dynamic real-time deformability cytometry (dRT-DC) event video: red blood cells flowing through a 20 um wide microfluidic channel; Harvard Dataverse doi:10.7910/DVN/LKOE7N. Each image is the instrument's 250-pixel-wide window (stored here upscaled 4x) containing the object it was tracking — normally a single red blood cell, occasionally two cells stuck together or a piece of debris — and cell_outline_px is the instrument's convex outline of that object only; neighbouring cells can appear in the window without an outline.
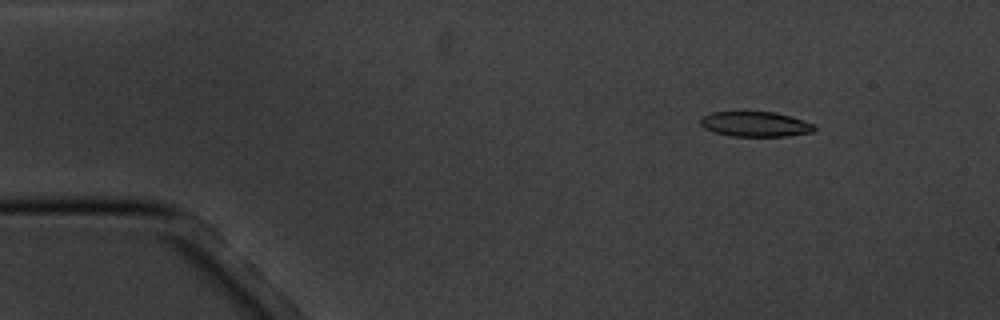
{"species": "common noctule bat (a hibernating species)", "species_latin": "Nyctalus noctula", "temperature_condition": "cold", "stored_images_in_passage": 12, "camera_frame_rate_fps": 3000, "um_per_image_px": 0.085, "animal": {"sex": "male", "body_mass_g": 20.1, "forearm_length_mm": 53.5}, "frame": {"image": 1, "passage_image": 3, "time_ms": 2.0, "image_size_px": [1000, 320], "cell_outline_px": [[816, 128], [812, 132], [788, 136], [732, 136], [716, 132], [704, 128], [700, 124], [700, 116], [712, 112], [776, 112], [804, 120], [816, 124]], "centroid_in_image_um": [64.22, 10.55], "position_along_channel_um": 20.8, "area_um2": 16.7}}
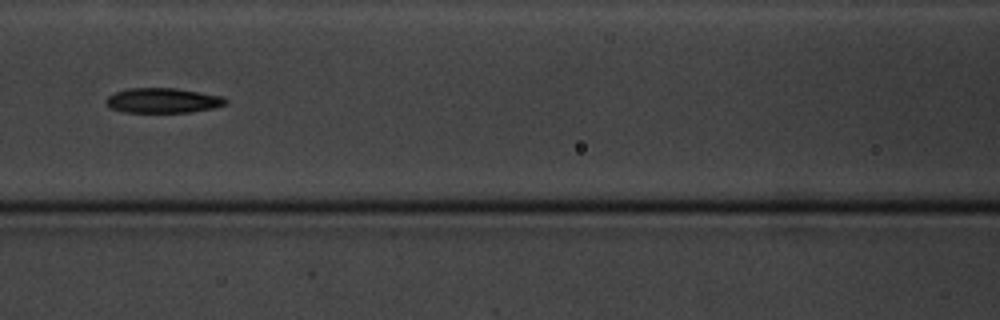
{"frame": {"image": 2, "passage_image": 8, "time_ms": 8.0, "image_size_px": [1000, 320], "cell_outline_px": [[228, 100], [224, 104], [212, 108], [192, 112], [124, 112], [108, 108], [104, 100], [108, 96], [116, 92], [128, 88], [176, 88], [224, 96]], "centroid_in_image_um": [13.81, 8.54], "position_along_channel_um": 152.8, "area_um2": 17.46}}
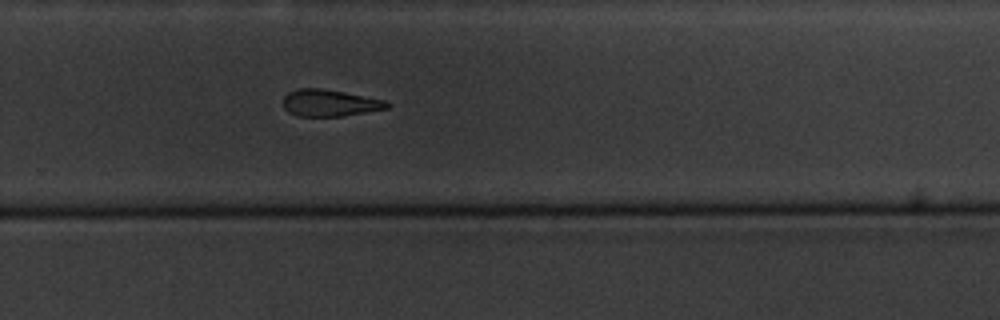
{"frame": {"image": 3, "passage_image": 12, "time_ms": 12.333, "image_size_px": [1000, 320], "cell_outline_px": [[392, 104], [388, 108], [340, 116], [296, 116], [288, 112], [284, 108], [284, 96], [288, 92], [300, 88], [320, 88], [344, 92], [388, 100]], "centroid_in_image_um": [28.04, 8.74], "position_along_channel_um": 301.8, "area_um2": 16.24}}